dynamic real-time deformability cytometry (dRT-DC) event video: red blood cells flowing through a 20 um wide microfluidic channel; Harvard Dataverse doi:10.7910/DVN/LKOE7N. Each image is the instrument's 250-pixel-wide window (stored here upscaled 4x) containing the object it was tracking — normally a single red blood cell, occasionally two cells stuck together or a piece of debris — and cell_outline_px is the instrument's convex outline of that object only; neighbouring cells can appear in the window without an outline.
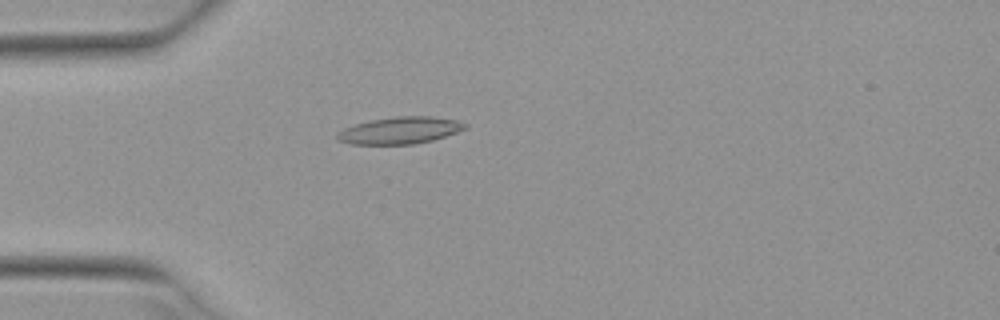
{"species": "Egyptian fruit bat (a non-hibernating species)", "species_latin": "Rousettus aegyptiacus", "temperature_condition": "warm", "stored_images_in_passage": 28, "camera_frame_rate_fps": 3000, "um_per_image_px": 0.085, "animal": {"sex": "female"}, "frame": {"image": 1, "passage_image": 15, "time_ms": 4.667, "image_size_px": [1000, 320], "cell_outline_px": [[468, 128], [432, 140], [412, 144], [352, 144], [336, 140], [336, 136], [344, 128], [356, 124], [372, 120], [396, 116], [432, 116], [456, 120], [468, 124]], "centroid_in_image_um": [34.01, 11.08], "position_along_channel_um": 51.0, "area_um2": 19.88}}
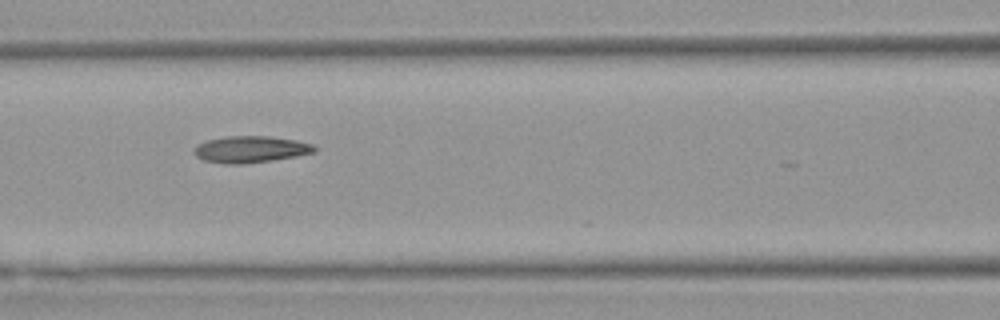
{"frame": {"image": 2, "passage_image": 23, "time_ms": 7.333, "image_size_px": [1000, 320], "cell_outline_px": [[316, 152], [296, 156], [272, 160], [244, 164], [224, 164], [204, 160], [196, 156], [192, 152], [192, 148], [196, 144], [208, 140], [224, 136], [268, 136], [296, 140], [312, 144], [316, 148]], "centroid_in_image_um": [21.25, 12.69], "position_along_channel_um": 145.3, "area_um2": 18.84}}
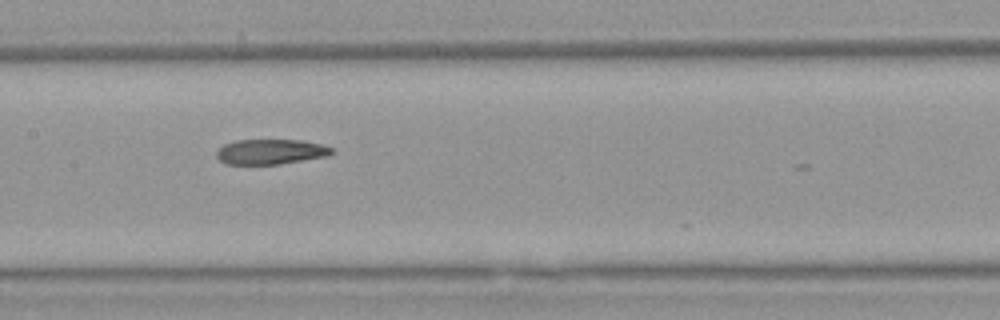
{"frame": {"image": 3, "passage_image": 26, "time_ms": 8.333, "image_size_px": [1000, 320], "cell_outline_px": [[336, 152], [328, 156], [280, 164], [224, 164], [216, 156], [216, 152], [224, 144], [236, 140], [300, 140], [324, 144], [332, 148]], "centroid_in_image_um": [23.04, 12.9], "position_along_channel_um": 184.4, "area_um2": 16.99}}